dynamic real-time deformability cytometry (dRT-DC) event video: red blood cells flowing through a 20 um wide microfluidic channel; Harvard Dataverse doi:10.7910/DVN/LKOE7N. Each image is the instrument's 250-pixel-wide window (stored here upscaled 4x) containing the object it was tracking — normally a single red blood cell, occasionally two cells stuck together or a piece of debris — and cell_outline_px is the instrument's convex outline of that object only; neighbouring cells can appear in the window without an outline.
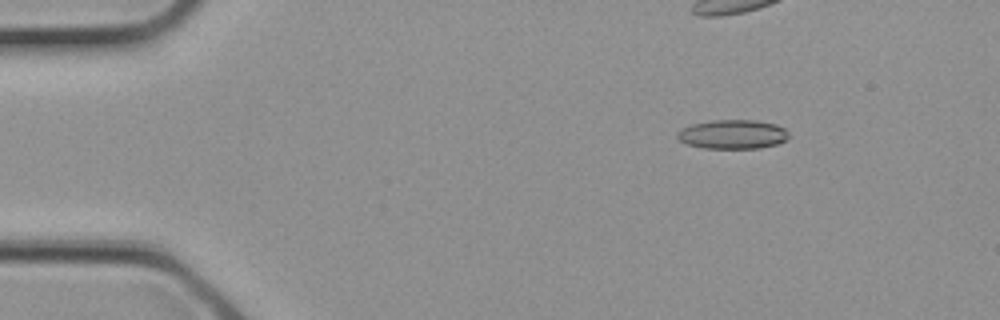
{"species": "common noctule bat (a hibernating species)", "species_latin": "Nyctalus noctula", "temperature_condition": "cold", "stored_images_in_passage": 3, "camera_frame_rate_fps": 3000, "um_per_image_px": 0.085, "animal": {"sex": "female", "body_mass_g": 21.9}, "frame": {"image": 1, "passage_image": 1, "time_ms": 0.0, "image_size_px": [1000, 320], "cell_outline_px": [[788, 140], [776, 144], [760, 148], [704, 148], [688, 144], [680, 140], [676, 136], [676, 132], [692, 124], [712, 120], [756, 120], [776, 124], [784, 128], [788, 132]], "centroid_in_image_um": [62.3, 11.41], "position_along_channel_um": 22.7, "area_um2": 18.9}}